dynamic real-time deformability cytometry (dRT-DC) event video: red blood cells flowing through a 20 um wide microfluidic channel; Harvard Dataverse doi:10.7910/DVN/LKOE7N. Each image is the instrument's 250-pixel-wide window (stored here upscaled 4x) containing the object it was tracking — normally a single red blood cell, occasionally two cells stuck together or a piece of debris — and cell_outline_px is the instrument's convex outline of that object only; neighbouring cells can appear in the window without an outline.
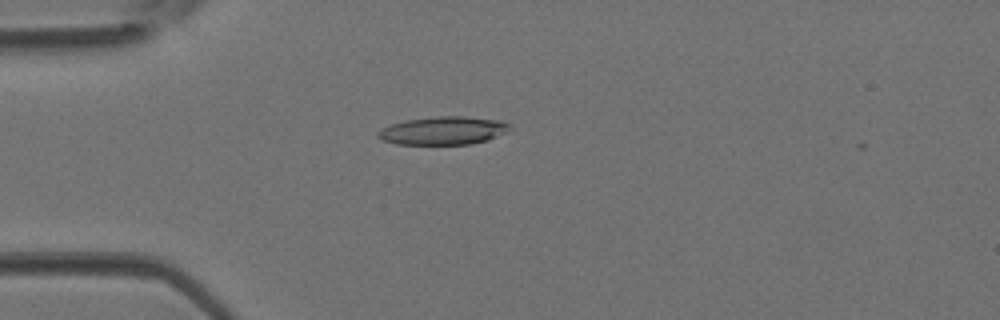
{"species": "Egyptian fruit bat (a non-hibernating species)", "species_latin": "Rousettus aegyptiacus", "temperature_condition": "room temperature", "stored_images_in_passage": 43, "camera_frame_rate_fps": 3000, "um_per_image_px": 0.085, "animal": {"sex": "female"}, "frame": {"image": 1, "passage_image": 12, "time_ms": 3.667, "image_size_px": [1000, 320], "cell_outline_px": [[508, 132], [488, 140], [472, 144], [396, 144], [384, 140], [376, 136], [376, 132], [380, 128], [404, 120], [436, 116], [464, 116], [500, 120], [508, 124]], "centroid_in_image_um": [37.65, 11.1], "position_along_channel_um": 47.4, "area_um2": 21.68}}
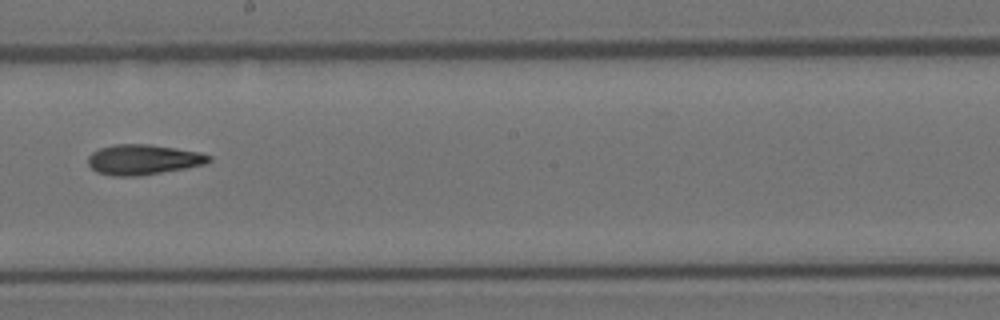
{"frame": {"image": 2, "passage_image": 25, "time_ms": 8.0, "image_size_px": [1000, 320], "cell_outline_px": [[212, 160], [204, 164], [184, 168], [140, 176], [112, 176], [96, 172], [88, 164], [88, 156], [92, 152], [100, 148], [116, 144], [148, 144], [200, 152], [212, 156]], "centroid_in_image_um": [12.15, 13.57], "position_along_channel_um": 236.0, "area_um2": 21.21}}
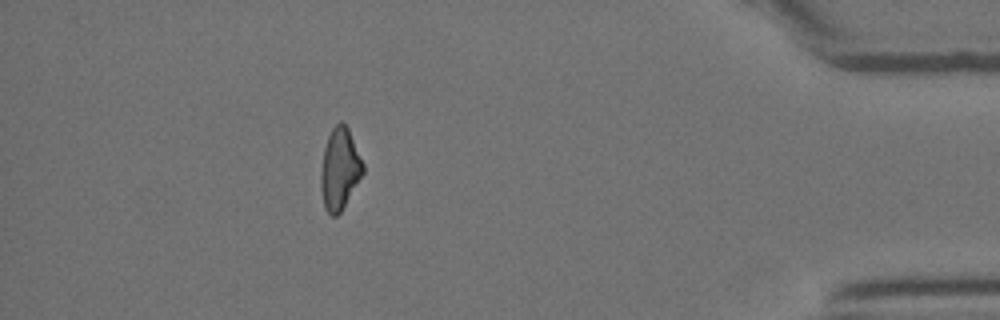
{"frame": {"image": 3, "passage_image": 39, "time_ms": 12.667, "image_size_px": [1000, 320], "cell_outline_px": [[364, 172], [340, 212], [336, 216], [332, 216], [324, 208], [320, 184], [320, 172], [324, 148], [328, 136], [332, 128], [340, 120], [348, 128], [364, 164]], "centroid_in_image_um": [28.86, 14.35], "position_along_channel_um": 406.3, "area_um2": 19.88}}